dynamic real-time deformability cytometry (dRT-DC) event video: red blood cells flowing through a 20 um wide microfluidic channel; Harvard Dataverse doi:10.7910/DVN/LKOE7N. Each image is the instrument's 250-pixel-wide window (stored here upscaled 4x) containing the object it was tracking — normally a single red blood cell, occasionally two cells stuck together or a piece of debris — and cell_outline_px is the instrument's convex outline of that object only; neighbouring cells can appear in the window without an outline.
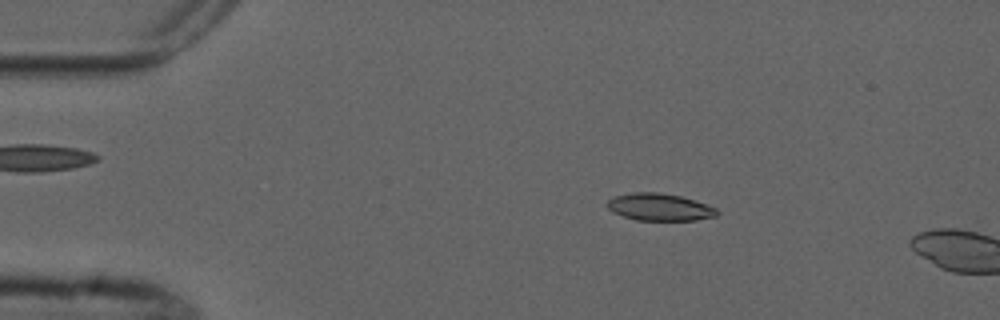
{"species": "common noctule bat (a hibernating species)", "species_latin": "Nyctalus noctula", "temperature_condition": "cold", "stored_images_in_passage": 3, "camera_frame_rate_fps": 3000, "um_per_image_px": 0.085, "animal": {"sex": "male", "forearm_length_mm": 52.5}, "frame": {"image": 1, "passage_image": 2, "time_ms": 1.0, "image_size_px": [1000, 320], "cell_outline_px": [[720, 212], [716, 216], [696, 220], [636, 220], [612, 212], [604, 204], [608, 200], [616, 196], [632, 192], [660, 192], [680, 196], [716, 208]], "centroid_in_image_um": [56.03, 17.6], "position_along_channel_um": 29.0, "area_um2": 17.34}}